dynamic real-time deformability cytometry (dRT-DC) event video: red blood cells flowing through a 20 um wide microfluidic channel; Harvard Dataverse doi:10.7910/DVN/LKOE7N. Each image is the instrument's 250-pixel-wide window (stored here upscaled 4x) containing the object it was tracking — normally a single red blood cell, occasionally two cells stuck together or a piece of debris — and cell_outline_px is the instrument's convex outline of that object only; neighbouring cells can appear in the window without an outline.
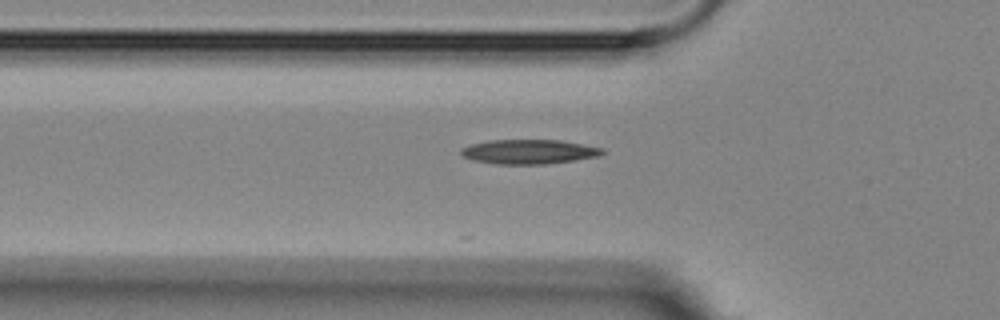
{"species": "Egyptian fruit bat (a non-hibernating species)", "species_latin": "Rousettus aegyptiacus", "temperature_condition": "room temperature", "stored_images_in_passage": 2, "camera_frame_rate_fps": 3000, "um_per_image_px": 0.085, "animal": {"sex": "female"}, "frame": {"image": 1, "passage_image": 2, "time_ms": 1.0, "image_size_px": [1000, 320], "cell_outline_px": [[604, 152], [600, 156], [544, 164], [496, 164], [472, 160], [464, 156], [460, 152], [460, 148], [472, 144], [488, 140], [560, 140], [604, 148]], "centroid_in_image_um": [44.94, 12.89], "position_along_channel_um": 80.9, "area_um2": 20.06}}